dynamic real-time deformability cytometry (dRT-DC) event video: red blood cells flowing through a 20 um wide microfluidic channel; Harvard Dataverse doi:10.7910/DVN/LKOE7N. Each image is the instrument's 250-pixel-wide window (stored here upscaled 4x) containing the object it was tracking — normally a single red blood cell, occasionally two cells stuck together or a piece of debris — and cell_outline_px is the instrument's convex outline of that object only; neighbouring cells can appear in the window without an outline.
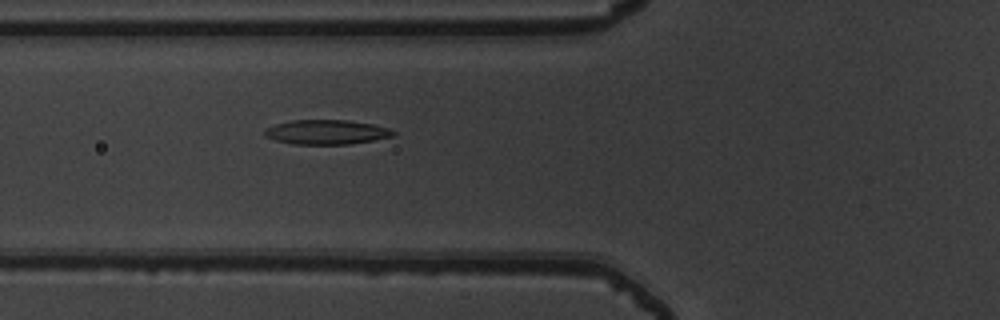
{"species": "common noctule bat (a hibernating species)", "species_latin": "Nyctalus noctula", "temperature_condition": "warm", "stored_images_in_passage": 34, "camera_frame_rate_fps": 3000, "um_per_image_px": 0.085, "animal": {"sex": "male", "body_mass_g": 19.5, "forearm_length_mm": 54.6}, "frame": {"image": 1, "passage_image": 6, "time_ms": 1.667, "image_size_px": [1000, 320], "cell_outline_px": [[396, 132], [392, 136], [372, 140], [348, 144], [292, 144], [276, 140], [264, 136], [264, 132], [268, 128], [276, 124], [292, 120], [348, 120], [372, 124], [388, 128]], "centroid_in_image_um": [27.74, 11.22], "position_along_channel_um": 98.1, "area_um2": 18.15}}
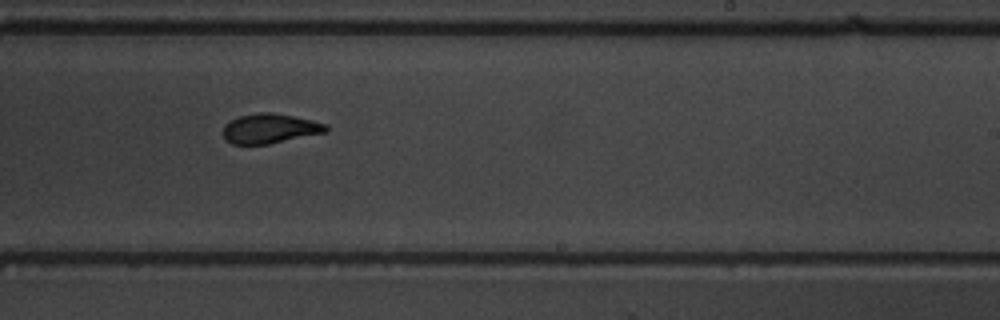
{"frame": {"image": 2, "passage_image": 19, "time_ms": 6.0, "image_size_px": [1000, 320], "cell_outline_px": [[328, 132], [268, 144], [232, 144], [224, 140], [224, 124], [240, 116], [260, 112], [272, 112], [312, 120], [328, 124]], "centroid_in_image_um": [22.96, 10.93], "position_along_channel_um": 266.0, "area_um2": 17.8}}
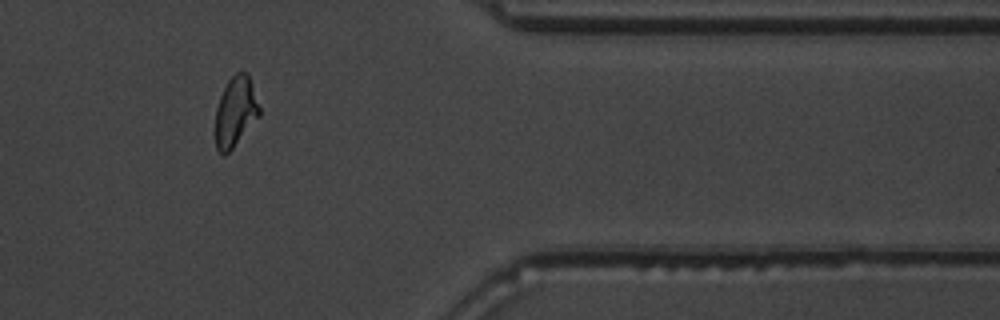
{"frame": {"image": 3, "passage_image": 30, "time_ms": 9.667, "image_size_px": [1000, 320], "cell_outline_px": [[260, 116], [232, 148], [224, 156], [216, 148], [216, 108], [220, 96], [228, 80], [236, 72], [244, 72], [248, 76], [260, 108]], "centroid_in_image_um": [20.01, 9.51], "position_along_channel_um": 391.4, "area_um2": 17.57}, "authors_computed_cell_mechanics": {"area_um2": 18.2359, "velocity_mm_per_s": 3.8839, "shape_relaxation_time_tau1_ms": 6.8637, "shape_relaxation_time_tau2_ms": 1.3157, "deformation_change_tau1": 0.2182, "deformation_change_tau2": 0.0838}}